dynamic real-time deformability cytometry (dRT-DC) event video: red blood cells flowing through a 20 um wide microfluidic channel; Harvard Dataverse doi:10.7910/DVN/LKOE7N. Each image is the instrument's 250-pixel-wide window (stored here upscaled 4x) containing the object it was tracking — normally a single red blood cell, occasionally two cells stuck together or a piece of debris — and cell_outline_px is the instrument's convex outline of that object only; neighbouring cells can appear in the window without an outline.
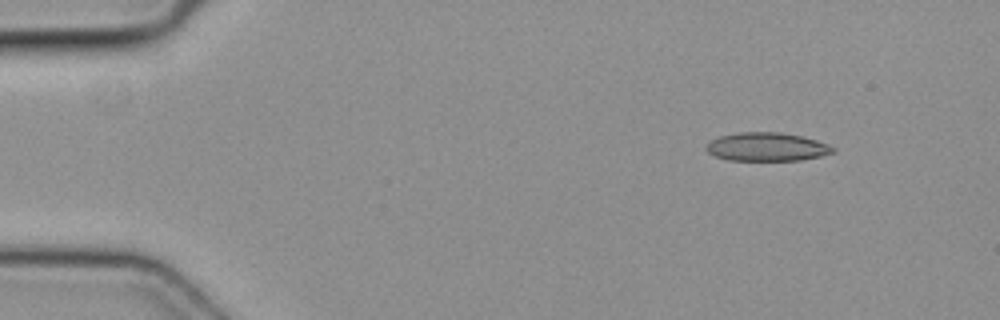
{"species": "common noctule bat (a hibernating species)", "species_latin": "Nyctalus noctula", "temperature_condition": "cold", "stored_images_in_passage": 50, "camera_frame_rate_fps": 3000, "um_per_image_px": 0.085, "animal": {"sex": "female", "body_mass_g": 19.3, "forearm_length_mm": 54.1}, "frame": {"image": 1, "passage_image": 6, "time_ms": 1.667, "image_size_px": [1000, 320], "cell_outline_px": [[836, 152], [820, 156], [800, 160], [728, 160], [716, 156], [708, 152], [704, 148], [712, 140], [720, 136], [740, 132], [780, 132], [800, 136], [816, 140], [828, 144], [836, 148]], "centroid_in_image_um": [65.2, 12.48], "position_along_channel_um": 19.8, "area_um2": 20.92}}
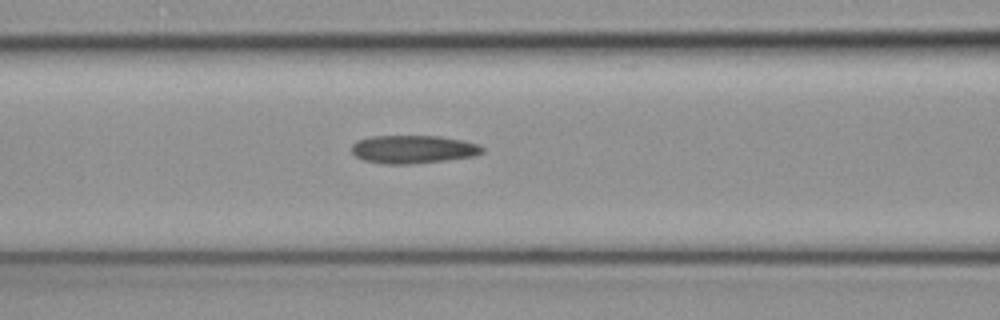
{"frame": {"image": 2, "passage_image": 21, "time_ms": 6.667, "image_size_px": [1000, 320], "cell_outline_px": [[484, 152], [476, 156], [444, 160], [408, 164], [384, 164], [364, 160], [356, 156], [352, 152], [352, 144], [356, 140], [372, 136], [440, 136], [460, 140], [476, 144], [484, 148]], "centroid_in_image_um": [35.1, 12.69], "position_along_channel_um": 131.5, "area_um2": 21.33}}
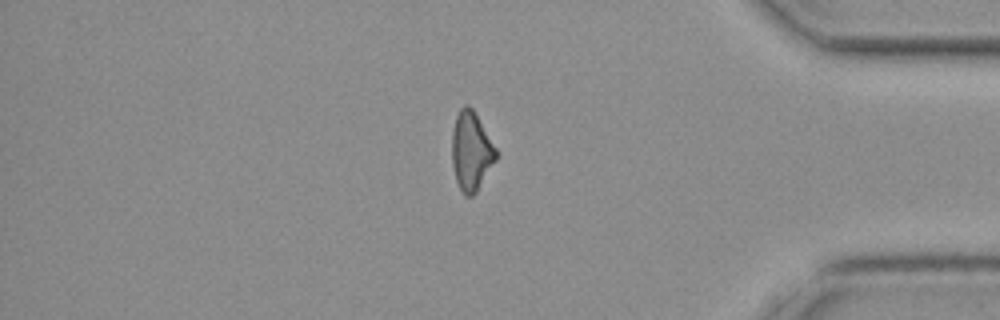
{"frame": {"image": 3, "passage_image": 42, "time_ms": 13.667, "image_size_px": [1000, 320], "cell_outline_px": [[496, 160], [476, 192], [472, 196], [464, 196], [456, 180], [452, 164], [452, 132], [456, 116], [460, 108], [464, 104], [468, 104], [472, 108], [496, 148]], "centroid_in_image_um": [40.03, 12.85], "position_along_channel_um": 395.2, "area_um2": 20.06}}